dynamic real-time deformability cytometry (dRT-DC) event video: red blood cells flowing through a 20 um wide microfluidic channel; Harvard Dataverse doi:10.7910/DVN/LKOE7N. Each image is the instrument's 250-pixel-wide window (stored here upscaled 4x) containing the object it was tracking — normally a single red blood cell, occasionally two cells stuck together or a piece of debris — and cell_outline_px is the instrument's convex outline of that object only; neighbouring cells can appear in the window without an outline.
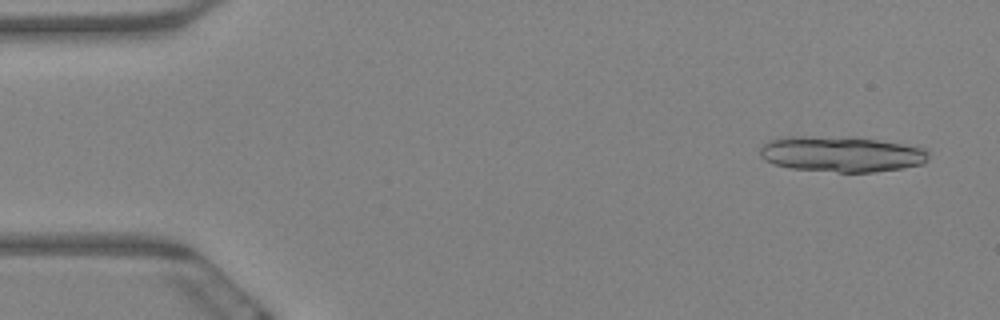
{"species": "Egyptian fruit bat (a non-hibernating species)", "species_latin": "Rousettus aegyptiacus", "temperature_condition": "warm", "stored_images_in_passage": 5, "camera_frame_rate_fps": 3000, "um_per_image_px": 0.085, "animal": {"sex": "female"}, "frame": {"image": 1, "passage_image": 1, "time_ms": 0.0, "image_size_px": [1000, 320], "cell_outline_px": [[928, 160], [924, 164], [904, 168], [872, 172], [836, 172], [792, 168], [776, 164], [764, 160], [760, 156], [760, 148], [764, 144], [772, 140], [784, 136], [852, 136], [928, 148]], "centroid_in_image_um": [71.56, 13.08], "position_along_channel_um": 13.4, "area_um2": 35.37}}